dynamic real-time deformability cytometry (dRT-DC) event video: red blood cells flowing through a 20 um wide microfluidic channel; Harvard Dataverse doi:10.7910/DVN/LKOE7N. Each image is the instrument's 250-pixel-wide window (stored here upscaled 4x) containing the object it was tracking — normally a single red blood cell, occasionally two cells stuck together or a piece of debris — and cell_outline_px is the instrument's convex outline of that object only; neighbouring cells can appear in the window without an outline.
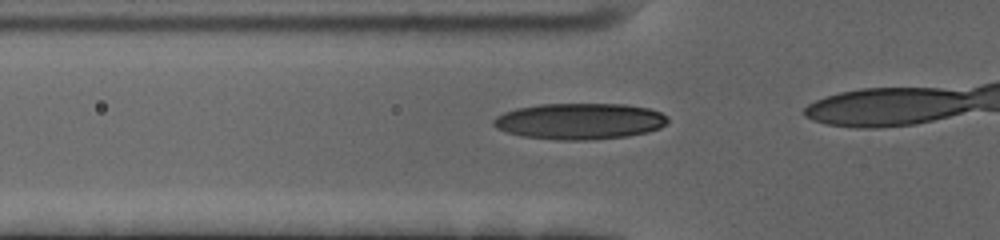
{"species": "human", "species_latin": "Homo sapiens", "temperature_condition": "cold", "stored_images_in_passage": 19, "camera_frame_rate_fps": 3000, "um_per_image_px": 0.085, "donor": {"sex": "female"}, "frame": {"image": 1, "passage_image": 14, "time_ms": 4.333, "image_size_px": [1000, 240], "cell_outline_px": [[668, 120], [660, 128], [648, 132], [628, 136], [588, 140], [560, 140], [520, 136], [496, 128], [492, 124], [492, 120], [496, 116], [504, 112], [516, 108], [540, 104], [624, 104], [648, 108], [660, 112], [668, 116]], "centroid_in_image_um": [49.25, 10.3], "position_along_channel_um": 76.5, "area_um2": 36.88}}
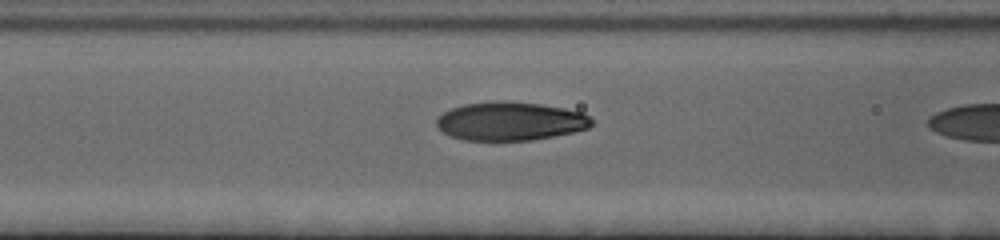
{"frame": {"image": 2, "passage_image": 18, "time_ms": 5.667, "image_size_px": [1000, 240], "cell_outline_px": [[592, 124], [588, 128], [572, 132], [532, 140], [464, 140], [448, 136], [436, 124], [436, 120], [444, 112], [452, 108], [464, 104], [540, 104], [564, 108], [580, 112], [588, 116], [592, 120]], "centroid_in_image_um": [43.38, 10.35], "position_along_channel_um": 123.2, "area_um2": 33.52}}